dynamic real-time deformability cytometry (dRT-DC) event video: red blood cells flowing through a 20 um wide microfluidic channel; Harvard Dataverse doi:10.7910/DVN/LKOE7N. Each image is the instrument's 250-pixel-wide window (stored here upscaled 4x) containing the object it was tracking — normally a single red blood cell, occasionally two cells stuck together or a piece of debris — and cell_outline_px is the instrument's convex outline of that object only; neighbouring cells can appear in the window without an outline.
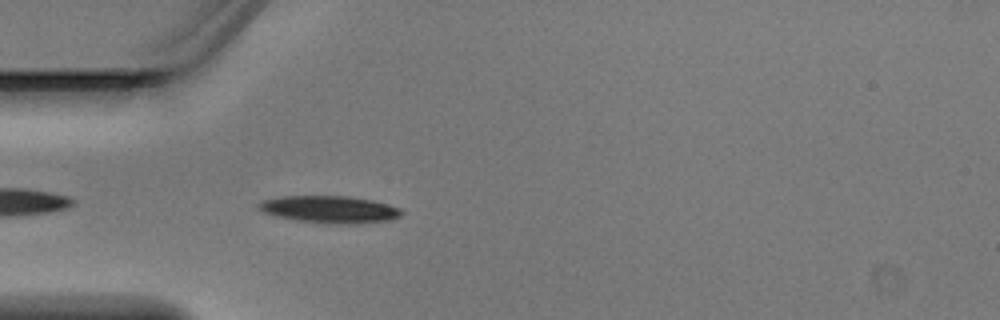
{"species": "Egyptian fruit bat (a non-hibernating species)", "species_latin": "Rousettus aegyptiacus", "temperature_condition": "warm", "stored_images_in_passage": 3, "camera_frame_rate_fps": 3000, "um_per_image_px": 0.085, "animal": {"sex": "male"}, "frame": {"image": 1, "passage_image": 3, "time_ms": 0.667, "image_size_px": [1000, 320], "cell_outline_px": [[404, 212], [400, 216], [392, 220], [356, 224], [348, 224], [296, 220], [264, 212], [256, 204], [260, 200], [280, 196], [348, 196], [372, 200], [388, 204], [400, 208]], "centroid_in_image_um": [28.06, 17.78], "position_along_channel_um": 56.9, "area_um2": 22.48}}